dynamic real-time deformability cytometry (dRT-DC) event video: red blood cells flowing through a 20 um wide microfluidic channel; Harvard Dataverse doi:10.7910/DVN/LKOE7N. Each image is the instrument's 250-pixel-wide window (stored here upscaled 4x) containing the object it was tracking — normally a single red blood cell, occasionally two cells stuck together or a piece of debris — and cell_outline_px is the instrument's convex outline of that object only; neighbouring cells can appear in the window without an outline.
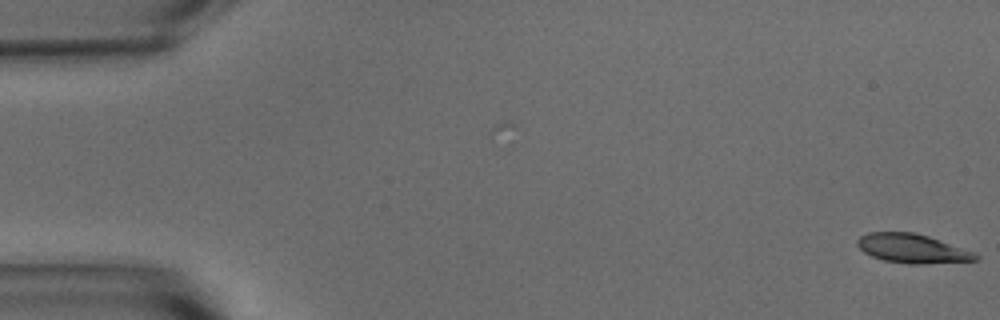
{"species": "common noctule bat (a hibernating species)", "species_latin": "Nyctalus noctula", "temperature_condition": "warm", "stored_images_in_passage": 2, "camera_frame_rate_fps": 3000, "um_per_image_px": 0.085, "animal": {"sex": "male", "body_mass_g": 15.6}, "frame": {"image": 1, "passage_image": 2, "time_ms": 0.333, "image_size_px": [1000, 320], "cell_outline_px": [[980, 260], [920, 264], [908, 264], [884, 260], [872, 256], [864, 252], [856, 244], [856, 240], [860, 236], [868, 232], [912, 232], [928, 236], [976, 252], [980, 256]], "centroid_in_image_um": [77.57, 21.12], "position_along_channel_um": 7.4, "area_um2": 20.11}}